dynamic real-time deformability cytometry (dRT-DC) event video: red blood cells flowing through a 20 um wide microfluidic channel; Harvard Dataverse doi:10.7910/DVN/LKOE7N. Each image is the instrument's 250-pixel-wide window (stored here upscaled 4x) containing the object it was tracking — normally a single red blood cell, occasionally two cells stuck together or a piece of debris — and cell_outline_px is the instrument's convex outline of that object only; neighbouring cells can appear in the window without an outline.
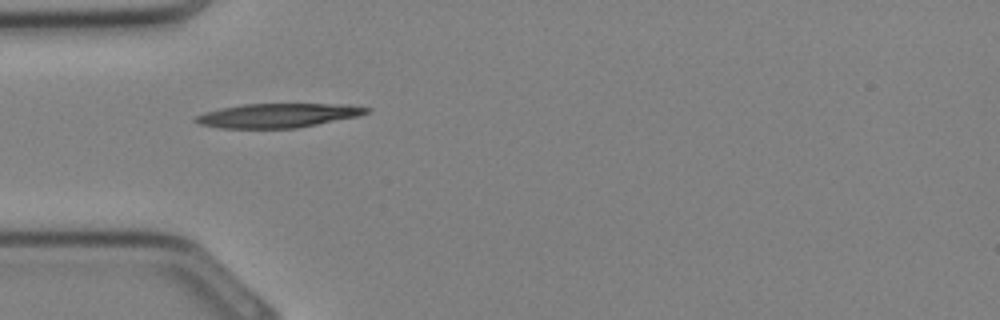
{"species": "Egyptian fruit bat (a non-hibernating species)", "species_latin": "Rousettus aegyptiacus", "temperature_condition": "cold", "stored_images_in_passage": 3, "camera_frame_rate_fps": 3000, "um_per_image_px": 0.085, "animal": {"sex": "female"}, "frame": {"image": 1, "passage_image": 1, "time_ms": 0.0, "image_size_px": [1000, 320], "cell_outline_px": [[372, 108], [368, 112], [360, 116], [296, 128], [220, 128], [200, 124], [192, 120], [196, 116], [204, 112], [220, 108], [244, 104], [348, 104]], "centroid_in_image_um": [23.63, 9.81], "position_along_channel_um": 61.4, "area_um2": 24.1}}
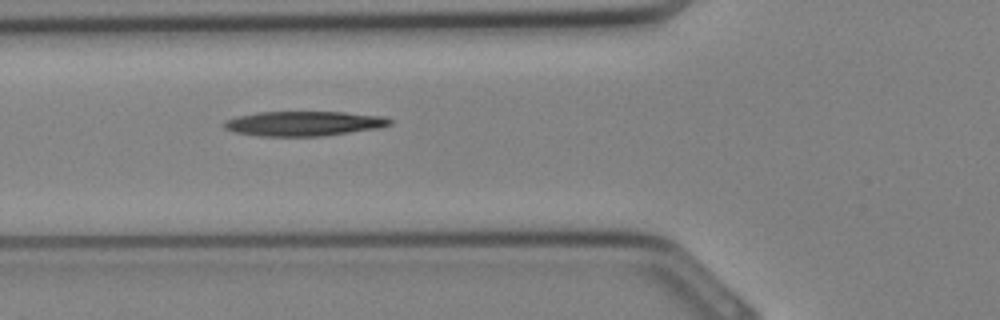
{"frame": {"image": 2, "passage_image": 3, "time_ms": 0.667, "image_size_px": [1000, 320], "cell_outline_px": [[392, 124], [380, 128], [324, 136], [260, 136], [236, 132], [224, 128], [220, 124], [224, 120], [236, 116], [260, 112], [344, 112], [384, 116], [392, 120]], "centroid_in_image_um": [25.82, 10.5], "position_along_channel_um": 100.0, "area_um2": 24.1}}